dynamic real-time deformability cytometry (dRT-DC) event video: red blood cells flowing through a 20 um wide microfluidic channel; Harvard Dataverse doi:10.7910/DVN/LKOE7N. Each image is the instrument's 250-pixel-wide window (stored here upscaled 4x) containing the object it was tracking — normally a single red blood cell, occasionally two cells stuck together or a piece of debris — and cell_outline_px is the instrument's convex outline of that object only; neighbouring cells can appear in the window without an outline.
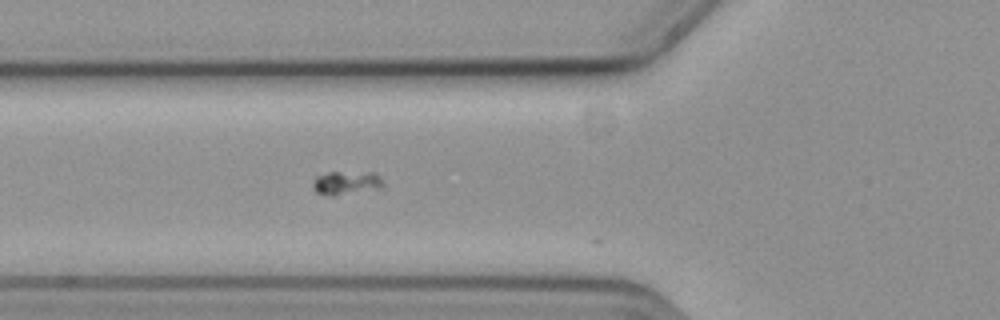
{"species": "common noctule bat (a hibernating species)", "species_latin": "Nyctalus noctula", "temperature_condition": "cold", "stored_images_in_passage": 6, "camera_frame_rate_fps": 3000, "um_per_image_px": 0.085, "animal": {"sex": "female", "body_mass_g": 19.3, "forearm_length_mm": 54.1}, "frame": {"image": 1, "passage_image": 2, "time_ms": 0.333, "image_size_px": [1000, 320], "cell_outline_px": [[384, 188], [336, 196], [332, 196], [316, 192], [312, 188], [312, 184], [316, 176], [328, 172], [376, 172], [380, 176], [384, 184]], "centroid_in_image_um": [29.47, 15.55], "position_along_channel_um": 96.3, "area_um2": 10.0}}